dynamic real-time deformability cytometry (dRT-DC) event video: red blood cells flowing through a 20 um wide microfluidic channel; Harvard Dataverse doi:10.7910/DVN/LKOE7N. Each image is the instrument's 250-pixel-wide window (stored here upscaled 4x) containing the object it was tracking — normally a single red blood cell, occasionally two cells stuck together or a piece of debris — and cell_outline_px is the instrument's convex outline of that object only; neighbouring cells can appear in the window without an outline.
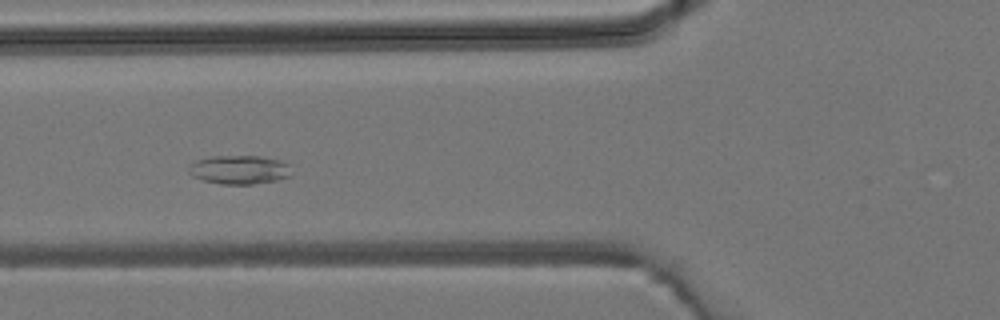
{"species": "common noctule bat (a hibernating species)", "species_latin": "Nyctalus noctula", "temperature_condition": "room temperature", "stored_images_in_passage": 4, "camera_frame_rate_fps": 3000, "um_per_image_px": 0.085, "animal": {"sex": "male", "body_mass_g": 19.2, "forearm_length_mm": 51.8}, "frame": {"image": 1, "passage_image": 3, "time_ms": 2.333, "image_size_px": [1000, 320], "cell_outline_px": [[288, 176], [276, 180], [252, 184], [220, 184], [204, 180], [192, 176], [188, 172], [192, 164], [196, 160], [212, 156], [260, 156], [280, 160], [288, 164]], "centroid_in_image_um": [20.3, 14.42], "position_along_channel_um": 105.5, "area_um2": 16.94}}
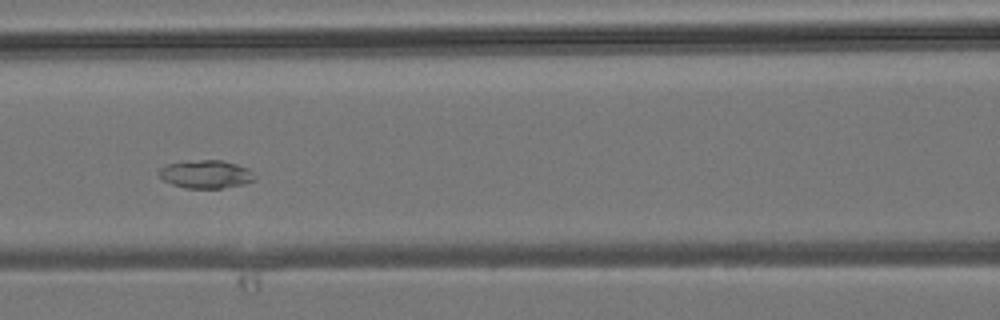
{"frame": {"image": 2, "passage_image": 4, "time_ms": 3.333, "image_size_px": [1000, 320], "cell_outline_px": [[256, 180], [244, 184], [220, 188], [188, 188], [172, 184], [164, 180], [156, 172], [160, 168], [168, 164], [200, 160], [220, 160], [236, 164], [248, 168], [256, 176]], "centroid_in_image_um": [17.53, 14.81], "position_along_channel_um": 149.1, "area_um2": 15.55}}